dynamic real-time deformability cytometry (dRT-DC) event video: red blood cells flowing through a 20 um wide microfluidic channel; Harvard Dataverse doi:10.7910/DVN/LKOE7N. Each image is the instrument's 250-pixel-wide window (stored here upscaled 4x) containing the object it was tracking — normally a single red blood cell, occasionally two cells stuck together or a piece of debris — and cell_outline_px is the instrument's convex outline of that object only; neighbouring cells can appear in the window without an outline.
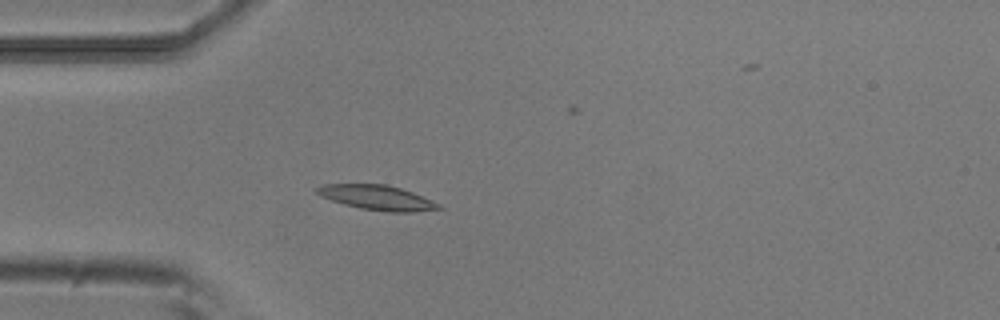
{"species": "common noctule bat (a hibernating species)", "species_latin": "Nyctalus noctula", "temperature_condition": "room temperature", "stored_images_in_passage": 50, "camera_frame_rate_fps": 3000, "um_per_image_px": 0.085, "animal": {"sex": "male", "body_mass_g": 20.5, "forearm_length_mm": 52.5}, "frame": {"image": 1, "passage_image": 12, "time_ms": 3.667, "image_size_px": [1000, 320], "cell_outline_px": [[444, 208], [412, 212], [388, 212], [360, 208], [344, 204], [320, 196], [312, 188], [324, 184], [388, 184], [412, 192], [432, 200], [440, 204]], "centroid_in_image_um": [32.04, 16.79], "position_along_channel_um": 53.0, "area_um2": 17.63}}
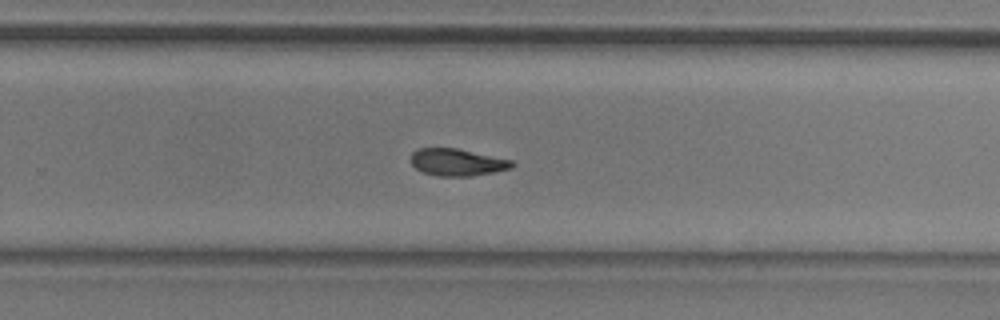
{"frame": {"image": 2, "passage_image": 31, "time_ms": 10.0, "image_size_px": [1000, 320], "cell_outline_px": [[516, 164], [512, 168], [472, 176], [436, 176], [424, 172], [416, 168], [412, 164], [412, 152], [416, 148], [456, 148], [512, 160]], "centroid_in_image_um": [38.87, 13.79], "position_along_channel_um": 290.9, "area_um2": 15.9}}
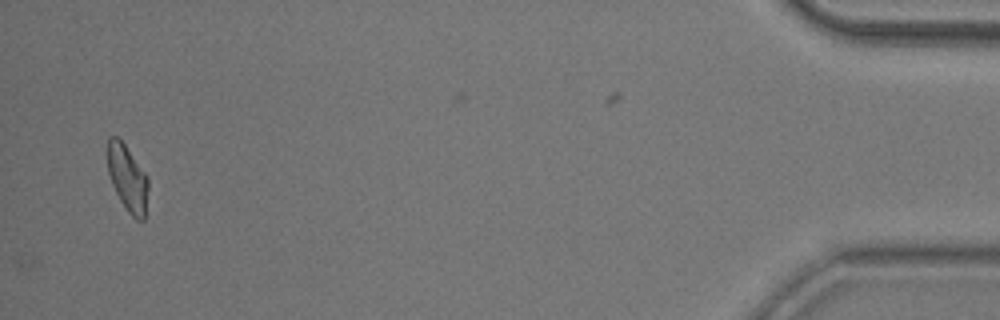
{"frame": {"image": 3, "passage_image": 48, "time_ms": 15.667, "image_size_px": [1000, 320], "cell_outline_px": [[148, 188], [144, 220], [136, 220], [128, 212], [120, 200], [112, 184], [108, 172], [108, 136], [116, 136], [124, 144], [148, 176]], "centroid_in_image_um": [10.85, 15.16], "position_along_channel_um": 424.4, "area_um2": 15.55}, "authors_computed_cell_mechanics": {"area_um2": 16.5597, "velocity_mm_per_s": 3.8685, "shape_relaxation_time_tau1_ms": 4.2335, "shape_relaxation_time_tau2_ms": 5.1926, "deformation_change_tau1": 0.1412, "deformation_change_tau2": 0.0654}}